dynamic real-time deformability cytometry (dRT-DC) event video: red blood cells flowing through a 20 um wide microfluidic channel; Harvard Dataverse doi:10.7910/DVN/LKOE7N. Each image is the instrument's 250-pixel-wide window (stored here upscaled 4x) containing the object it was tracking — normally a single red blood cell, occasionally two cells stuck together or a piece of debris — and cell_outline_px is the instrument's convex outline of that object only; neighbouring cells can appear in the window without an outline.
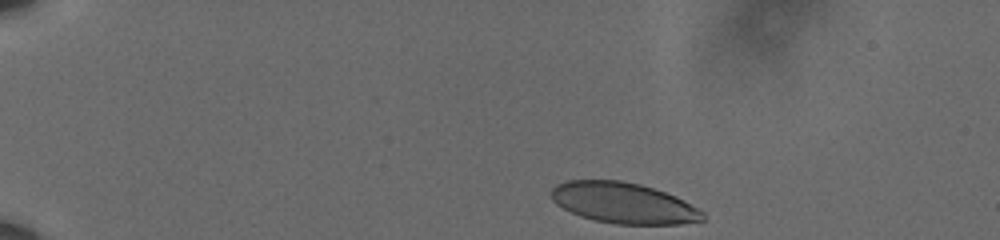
{"species": "human", "species_latin": "Homo sapiens", "temperature_condition": "cold", "stored_images_in_passage": 43, "camera_frame_rate_fps": 3000, "um_per_image_px": 0.085, "donor": {"sex": "male"}, "frame": {"image": 1, "passage_image": 1, "time_ms": 0.0, "image_size_px": [1000, 240], "cell_outline_px": [[704, 220], [680, 224], [616, 224], [596, 220], [580, 216], [556, 204], [552, 200], [548, 192], [556, 184], [568, 180], [620, 180], [640, 184], [676, 196], [684, 200], [704, 212]], "centroid_in_image_um": [52.97, 17.25], "position_along_channel_um": 32.0, "area_um2": 36.07}}
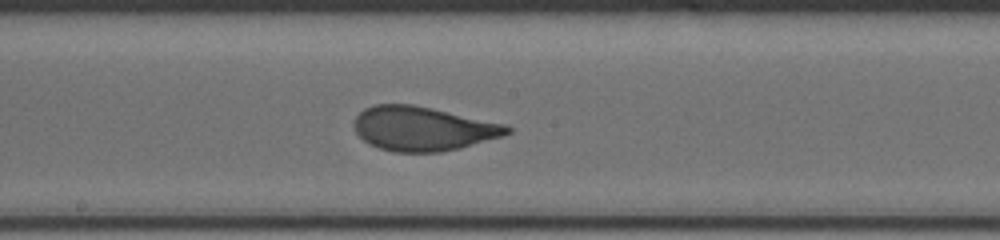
{"frame": {"image": 2, "passage_image": 24, "time_ms": 7.667, "image_size_px": [1000, 240], "cell_outline_px": [[512, 132], [504, 136], [460, 148], [440, 152], [392, 152], [368, 144], [356, 132], [352, 124], [356, 116], [364, 108], [372, 104], [412, 104], [432, 108], [504, 124], [512, 128]], "centroid_in_image_um": [35.92, 10.93], "position_along_channel_um": 212.3, "area_um2": 39.54}}
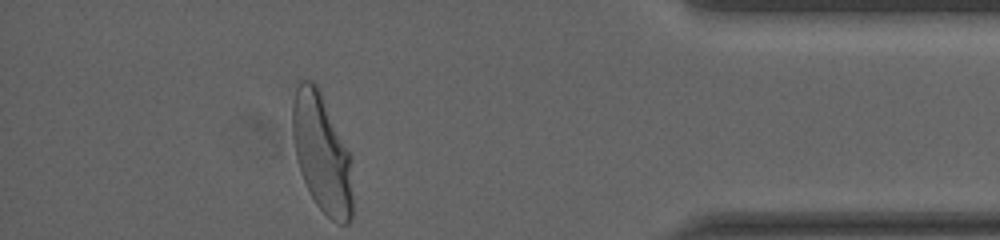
{"frame": {"image": 3, "passage_image": 43, "time_ms": 14.0, "image_size_px": [1000, 240], "cell_outline_px": [[352, 220], [348, 224], [340, 224], [332, 220], [316, 204], [300, 172], [296, 156], [292, 136], [292, 104], [296, 88], [300, 76], [312, 80], [316, 84], [352, 156]], "centroid_in_image_um": [27.36, 13.0], "position_along_channel_um": 407.8, "area_um2": 41.91}, "authors_computed_cell_mechanics": {"area_um2": 39.4196, "velocity_mm_per_s": 3.5894, "shape_relaxation_time_tau1_ms": 4.1893, "shape_relaxation_time_tau2_ms": null, "deformation_change_tau1": 0.181, "deformation_change_tau2": null}}